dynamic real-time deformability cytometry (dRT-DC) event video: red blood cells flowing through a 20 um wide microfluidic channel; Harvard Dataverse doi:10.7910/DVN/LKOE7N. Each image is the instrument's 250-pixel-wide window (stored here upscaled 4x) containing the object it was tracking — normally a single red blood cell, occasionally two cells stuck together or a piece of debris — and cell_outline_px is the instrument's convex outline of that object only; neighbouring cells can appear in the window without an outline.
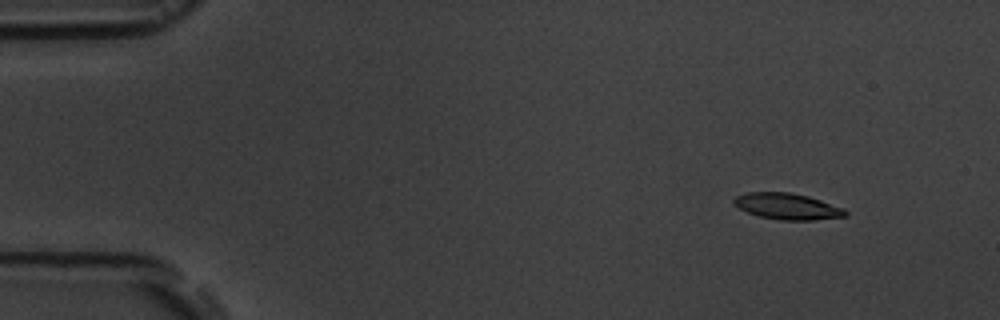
{"species": "common noctule bat (a hibernating species)", "species_latin": "Nyctalus noctula", "temperature_condition": "room temperature", "stored_images_in_passage": 5, "camera_frame_rate_fps": 3000, "um_per_image_px": 0.085, "animal": {"sex": "male", "body_mass_g": 19.5, "forearm_length_mm": 54.6}, "frame": {"image": 1, "passage_image": 2, "time_ms": 1.0, "image_size_px": [1000, 320], "cell_outline_px": [[848, 216], [812, 220], [780, 220], [760, 216], [748, 212], [740, 208], [732, 200], [736, 196], [744, 192], [792, 192], [808, 196], [844, 208], [848, 212]], "centroid_in_image_um": [66.95, 17.53], "position_along_channel_um": 18.1, "area_um2": 16.99}}
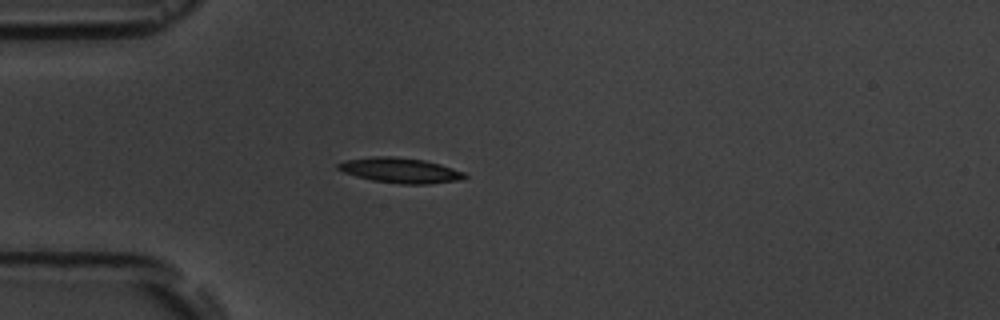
{"frame": {"image": 2, "passage_image": 5, "time_ms": 4.333, "image_size_px": [1000, 320], "cell_outline_px": [[468, 176], [456, 180], [428, 184], [400, 184], [372, 180], [356, 176], [344, 172], [336, 168], [336, 164], [344, 160], [372, 156], [392, 156], [424, 160], [440, 164], [464, 172]], "centroid_in_image_um": [33.97, 14.47], "position_along_channel_um": 51.0, "area_um2": 18.5}}